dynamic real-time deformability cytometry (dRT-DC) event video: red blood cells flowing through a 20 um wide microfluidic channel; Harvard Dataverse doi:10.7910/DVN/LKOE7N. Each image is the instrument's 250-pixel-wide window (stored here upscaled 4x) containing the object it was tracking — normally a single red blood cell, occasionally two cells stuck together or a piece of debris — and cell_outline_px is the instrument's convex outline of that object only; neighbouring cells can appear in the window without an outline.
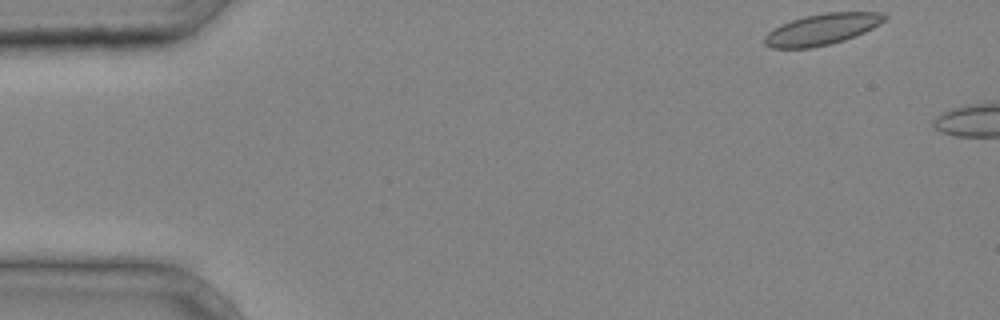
{"species": "common noctule bat (a hibernating species)", "species_latin": "Nyctalus noctula", "temperature_condition": "cold", "stored_images_in_passage": 4, "camera_frame_rate_fps": 3000, "um_per_image_px": 0.085, "animal": {"sex": "male", "body_mass_g": 20.4}, "frame": {"image": 1, "passage_image": 1, "time_ms": 0.0, "image_size_px": [1000, 320], "cell_outline_px": [[888, 16], [880, 24], [856, 36], [844, 40], [812, 48], [772, 48], [764, 44], [764, 36], [768, 32], [792, 20], [804, 16], [828, 12], [880, 12]], "centroid_in_image_um": [69.88, 2.49], "position_along_channel_um": 15.1, "area_um2": 21.56}}